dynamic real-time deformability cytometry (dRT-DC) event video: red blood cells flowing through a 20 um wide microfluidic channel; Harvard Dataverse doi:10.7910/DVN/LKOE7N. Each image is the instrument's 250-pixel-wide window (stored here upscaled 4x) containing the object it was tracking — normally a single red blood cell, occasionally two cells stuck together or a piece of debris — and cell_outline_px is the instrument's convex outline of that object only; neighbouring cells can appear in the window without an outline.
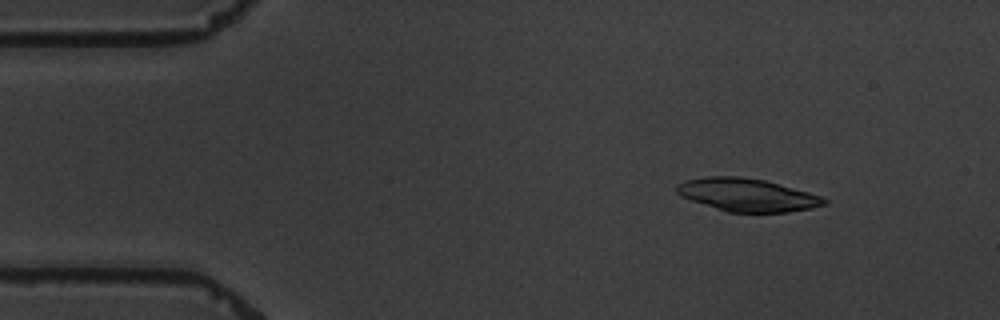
{"species": "common noctule bat (a hibernating species)", "species_latin": "Nyctalus noctula", "temperature_condition": "warm", "stored_images_in_passage": 8, "camera_frame_rate_fps": 3000, "um_per_image_px": 0.085, "animal": {"sex": "male", "body_mass_g": 19.5, "forearm_length_mm": 54.6}, "frame": {"image": 1, "passage_image": 2, "time_ms": 1.0, "image_size_px": [1000, 320], "cell_outline_px": [[828, 204], [812, 208], [788, 212], [728, 212], [680, 196], [676, 192], [676, 184], [688, 180], [704, 176], [740, 176], [764, 180], [808, 192], [820, 196], [828, 200]], "centroid_in_image_um": [63.51, 16.56], "position_along_channel_um": 21.5, "area_um2": 28.09}}